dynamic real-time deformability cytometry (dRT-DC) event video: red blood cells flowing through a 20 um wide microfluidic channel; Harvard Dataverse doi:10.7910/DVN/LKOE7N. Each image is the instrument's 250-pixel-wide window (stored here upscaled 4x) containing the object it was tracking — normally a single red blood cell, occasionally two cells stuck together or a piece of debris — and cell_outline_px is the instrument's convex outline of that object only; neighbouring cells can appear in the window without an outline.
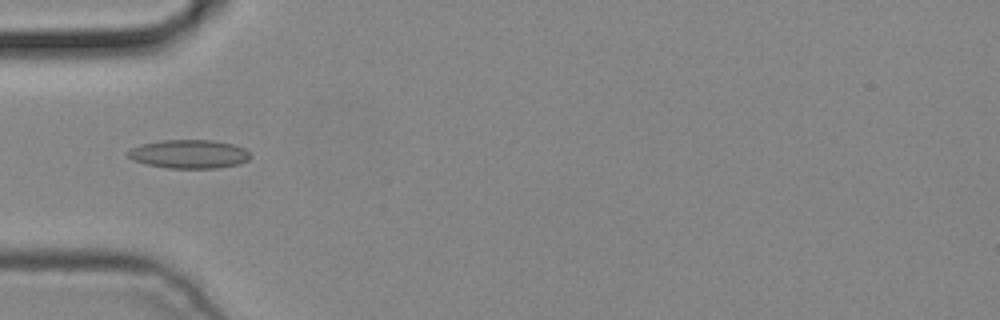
{"species": "common noctule bat (a hibernating species)", "species_latin": "Nyctalus noctula", "temperature_condition": "cold", "stored_images_in_passage": 1, "camera_frame_rate_fps": 3000, "um_per_image_px": 0.085, "animal": {"sex": "male", "body_mass_g": 19.2, "forearm_length_mm": 51.8}, "frame": {"image": 1, "passage_image": 1, "time_ms": 0.0, "image_size_px": [1000, 320], "cell_outline_px": [[252, 156], [248, 160], [240, 164], [216, 168], [168, 168], [148, 164], [132, 160], [128, 156], [128, 152], [132, 148], [140, 144], [160, 140], [212, 140], [232, 144], [244, 148]], "centroid_in_image_um": [16.09, 13.09], "position_along_channel_um": 68.9, "area_um2": 20.4}}